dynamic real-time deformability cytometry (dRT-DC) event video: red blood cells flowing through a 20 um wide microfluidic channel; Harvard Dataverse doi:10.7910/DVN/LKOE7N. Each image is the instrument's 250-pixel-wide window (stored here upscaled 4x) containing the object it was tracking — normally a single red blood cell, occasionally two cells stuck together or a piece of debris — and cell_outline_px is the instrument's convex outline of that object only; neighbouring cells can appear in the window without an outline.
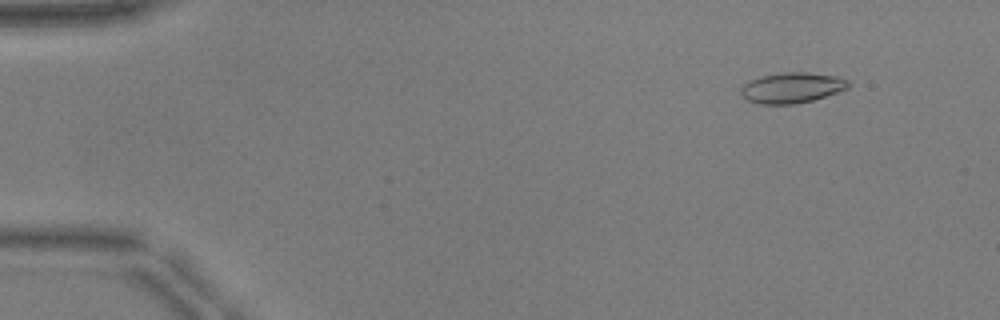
{"species": "common noctule bat (a hibernating species)", "species_latin": "Nyctalus noctula", "temperature_condition": "warm", "stored_images_in_passage": 52, "camera_frame_rate_fps": 3000, "um_per_image_px": 0.085, "animal": {"sex": "male", "body_mass_g": 17.9, "forearm_length_mm": 54.2}, "frame": {"image": 1, "passage_image": 6, "time_ms": 1.667, "image_size_px": [1000, 320], "cell_outline_px": [[848, 88], [812, 100], [796, 104], [756, 104], [748, 100], [740, 92], [740, 88], [744, 84], [760, 76], [784, 72], [808, 72], [836, 76], [848, 80]], "centroid_in_image_um": [67.28, 7.46], "position_along_channel_um": 17.7, "area_um2": 18.96}}
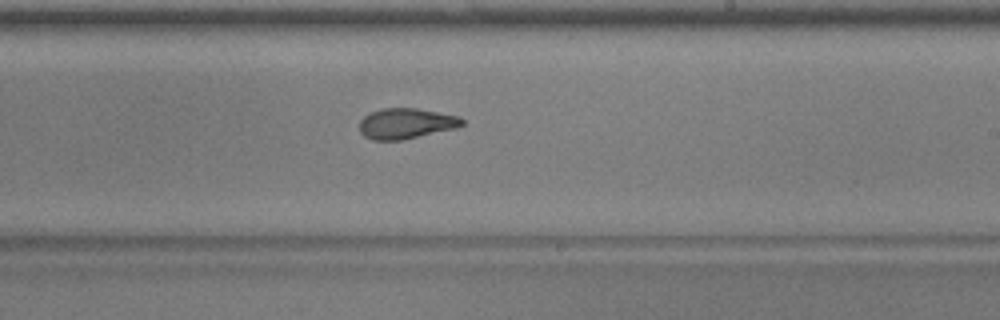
{"frame": {"image": 2, "passage_image": 32, "time_ms": 10.333, "image_size_px": [1000, 320], "cell_outline_px": [[464, 124], [456, 128], [400, 140], [372, 140], [364, 136], [360, 132], [360, 120], [368, 112], [380, 108], [416, 108], [460, 116], [464, 120]], "centroid_in_image_um": [34.49, 10.48], "position_along_channel_um": 254.5, "area_um2": 18.32}}
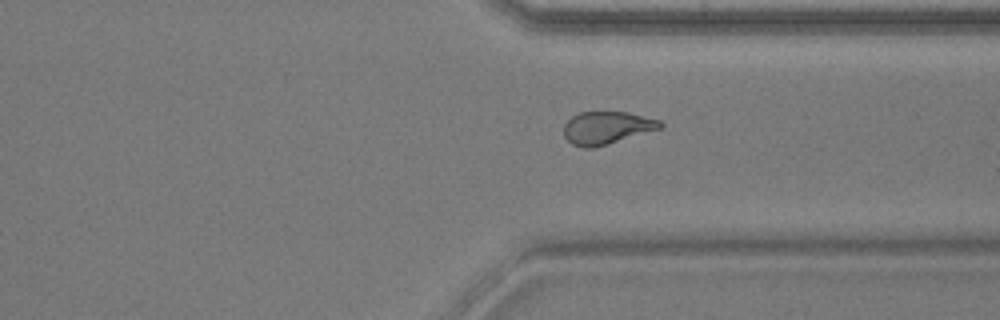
{"frame": {"image": 3, "passage_image": 40, "time_ms": 13.0, "image_size_px": [1000, 320], "cell_outline_px": [[664, 128], [608, 144], [592, 148], [584, 148], [572, 144], [564, 136], [564, 124], [572, 116], [580, 112], [628, 112], [660, 120], [664, 124]], "centroid_in_image_um": [51.61, 10.86], "position_along_channel_um": 359.8, "area_um2": 18.5}, "authors_computed_cell_mechanics": {"area_um2": 18.8428, "velocity_mm_per_s": 3.9401, "shape_relaxation_time_tau1_ms": 5.5981, "shape_relaxation_time_tau2_ms": 1.7799, "deformation_change_tau1": 0.205, "deformation_change_tau2": 0.0928}}